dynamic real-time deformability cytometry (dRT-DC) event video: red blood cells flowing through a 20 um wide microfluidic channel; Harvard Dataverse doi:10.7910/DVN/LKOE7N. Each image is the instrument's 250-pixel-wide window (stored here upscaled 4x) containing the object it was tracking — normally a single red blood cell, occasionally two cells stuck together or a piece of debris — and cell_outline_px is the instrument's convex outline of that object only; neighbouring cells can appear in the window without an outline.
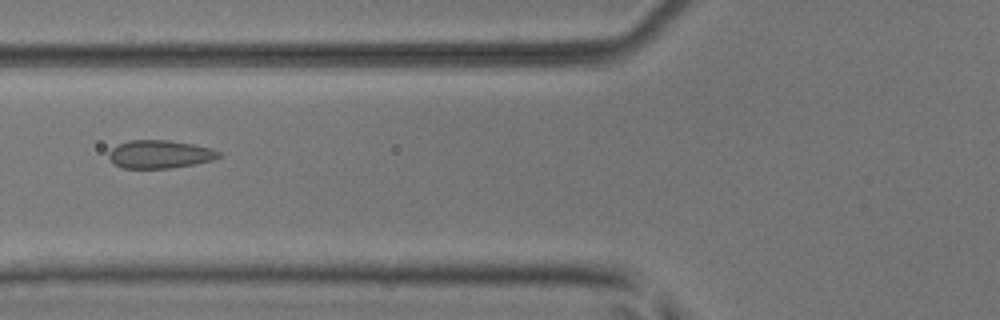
{"species": "common noctule bat (a hibernating species)", "species_latin": "Nyctalus noctula", "temperature_condition": "room temperature", "stored_images_in_passage": 42, "camera_frame_rate_fps": 3000, "um_per_image_px": 0.085, "animal": {"sex": "male", "body_mass_g": 17.9, "forearm_length_mm": 54.2}, "frame": {"image": 1, "passage_image": 11, "time_ms": 3.333, "image_size_px": [1000, 320], "cell_outline_px": [[220, 156], [212, 160], [196, 164], [172, 168], [124, 168], [116, 164], [108, 156], [108, 152], [112, 148], [128, 140], [168, 140], [192, 144], [212, 148], [220, 152]], "centroid_in_image_um": [13.6, 13.11], "position_along_channel_um": 112.2, "area_um2": 17.92}}
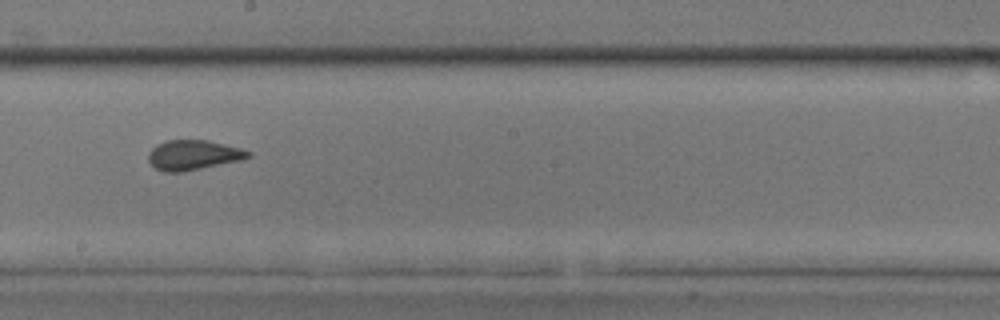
{"frame": {"image": 2, "passage_image": 20, "time_ms": 6.333, "image_size_px": [1000, 320], "cell_outline_px": [[252, 156], [244, 160], [180, 172], [164, 172], [156, 168], [148, 160], [148, 152], [156, 144], [164, 140], [208, 140], [240, 148], [252, 152]], "centroid_in_image_um": [16.44, 13.17], "position_along_channel_um": 231.8, "area_um2": 17.51}}
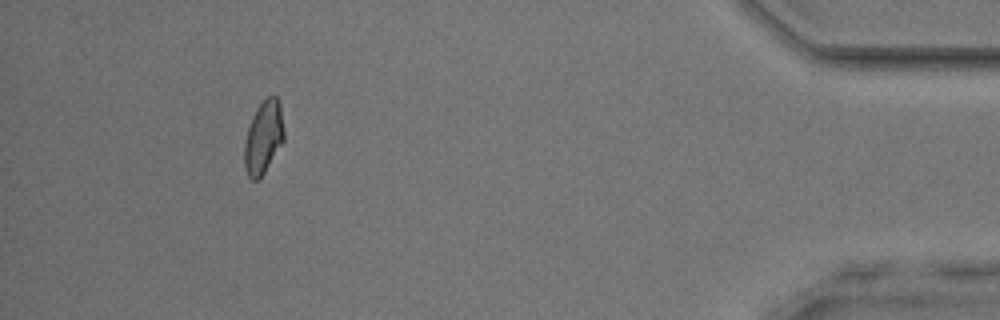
{"frame": {"image": 3, "passage_image": 38, "time_ms": 12.333, "image_size_px": [1000, 320], "cell_outline_px": [[284, 140], [264, 172], [256, 180], [252, 180], [248, 176], [244, 168], [244, 144], [248, 128], [260, 104], [268, 96], [276, 96], [280, 100], [284, 132]], "centroid_in_image_um": [22.4, 11.67], "position_along_channel_um": 412.8, "area_um2": 16.53}, "authors_computed_cell_mechanics": {"area_um2": 17.1955, "velocity_mm_per_s": 4.0076, "shape_relaxation_time_tau1_ms": null, "shape_relaxation_time_tau2_ms": 0.986, "deformation_change_tau1": null, "deformation_change_tau2": 0.0571}}